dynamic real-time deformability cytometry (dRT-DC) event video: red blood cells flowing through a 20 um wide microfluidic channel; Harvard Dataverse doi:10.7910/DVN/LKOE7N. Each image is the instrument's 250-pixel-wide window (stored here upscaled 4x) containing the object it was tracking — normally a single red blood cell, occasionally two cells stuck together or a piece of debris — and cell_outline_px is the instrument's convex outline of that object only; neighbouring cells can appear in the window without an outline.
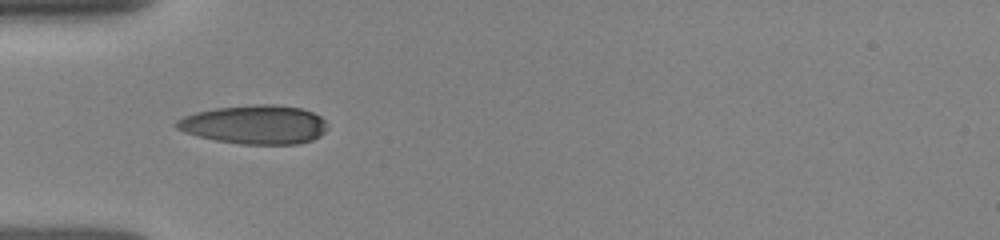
{"species": "human", "species_latin": "Homo sapiens", "temperature_condition": "room temperature", "stored_images_in_passage": 44, "camera_frame_rate_fps": 3000, "um_per_image_px": 0.085, "donor": {"sex": "female"}, "frame": {"image": 1, "passage_image": 21, "time_ms": 5.333, "image_size_px": [1000, 240], "cell_outline_px": [[328, 128], [320, 136], [312, 140], [300, 144], [240, 144], [216, 140], [184, 132], [176, 128], [172, 124], [176, 120], [184, 116], [196, 112], [216, 108], [256, 104], [276, 104], [300, 108], [312, 112], [320, 116], [328, 124]], "centroid_in_image_um": [21.66, 10.59], "position_along_channel_um": 63.3, "area_um2": 34.33}}
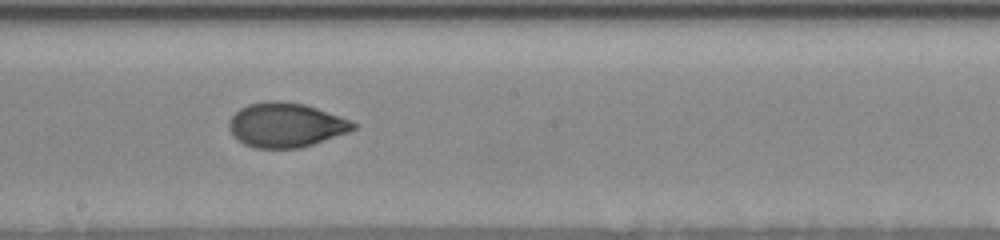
{"frame": {"image": 2, "passage_image": 28, "time_ms": 9.333, "image_size_px": [1000, 240], "cell_outline_px": [[356, 128], [348, 132], [300, 148], [256, 148], [244, 144], [232, 136], [228, 128], [228, 120], [240, 108], [248, 104], [268, 100], [276, 100], [304, 104], [316, 108], [348, 120], [356, 124]], "centroid_in_image_um": [24.22, 10.62], "position_along_channel_um": 224.0, "area_um2": 31.96}}
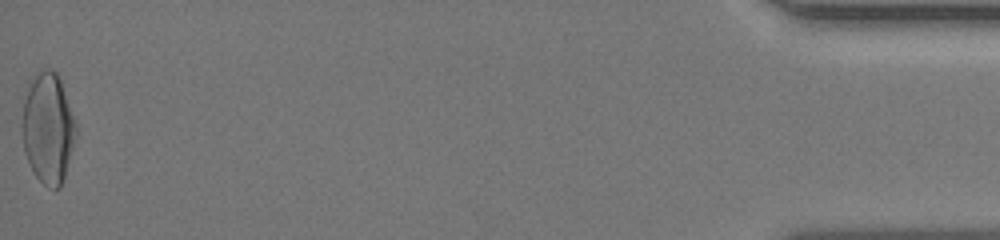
{"frame": {"image": 3, "passage_image": 43, "time_ms": 16.667, "image_size_px": [1000, 240], "cell_outline_px": [[76, 136], [64, 176], [60, 188], [48, 188], [32, 172], [24, 152], [20, 132], [20, 124], [24, 100], [28, 80], [44, 68], [48, 68], [56, 72], [60, 80], [76, 124]], "centroid_in_image_um": [4.03, 10.88], "position_along_channel_um": 431.2, "area_um2": 34.97}}